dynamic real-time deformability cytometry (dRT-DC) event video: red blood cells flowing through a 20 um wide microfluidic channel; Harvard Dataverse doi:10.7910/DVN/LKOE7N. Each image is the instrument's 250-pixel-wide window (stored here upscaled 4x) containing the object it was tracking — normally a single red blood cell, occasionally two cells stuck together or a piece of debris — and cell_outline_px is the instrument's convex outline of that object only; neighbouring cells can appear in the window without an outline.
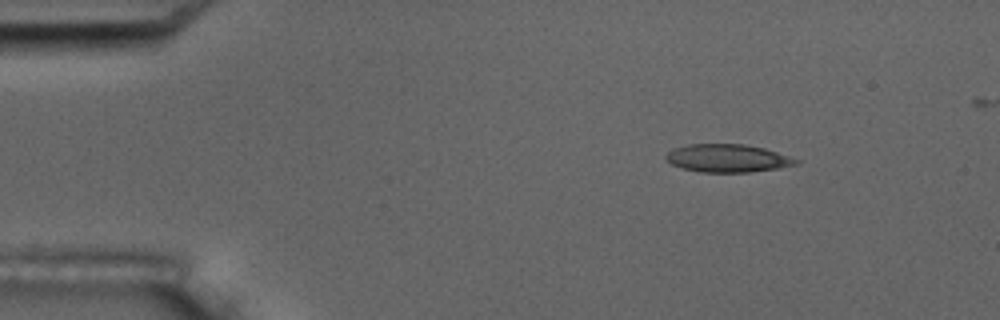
{"species": "common noctule bat (a hibernating species)", "species_latin": "Nyctalus noctula", "temperature_condition": "room temperature", "stored_images_in_passage": 3, "camera_frame_rate_fps": 3000, "um_per_image_px": 0.085, "animal": {"sex": "male", "body_mass_g": 17.5, "forearm_length_mm": 52.3}, "frame": {"image": 1, "passage_image": 1, "time_ms": 0.0, "image_size_px": [1000, 320], "cell_outline_px": [[800, 164], [776, 168], [748, 172], [700, 172], [684, 168], [672, 164], [664, 156], [668, 152], [676, 148], [688, 144], [744, 144], [764, 148], [800, 160]], "centroid_in_image_um": [61.86, 13.44], "position_along_channel_um": 23.1, "area_um2": 20.92}}